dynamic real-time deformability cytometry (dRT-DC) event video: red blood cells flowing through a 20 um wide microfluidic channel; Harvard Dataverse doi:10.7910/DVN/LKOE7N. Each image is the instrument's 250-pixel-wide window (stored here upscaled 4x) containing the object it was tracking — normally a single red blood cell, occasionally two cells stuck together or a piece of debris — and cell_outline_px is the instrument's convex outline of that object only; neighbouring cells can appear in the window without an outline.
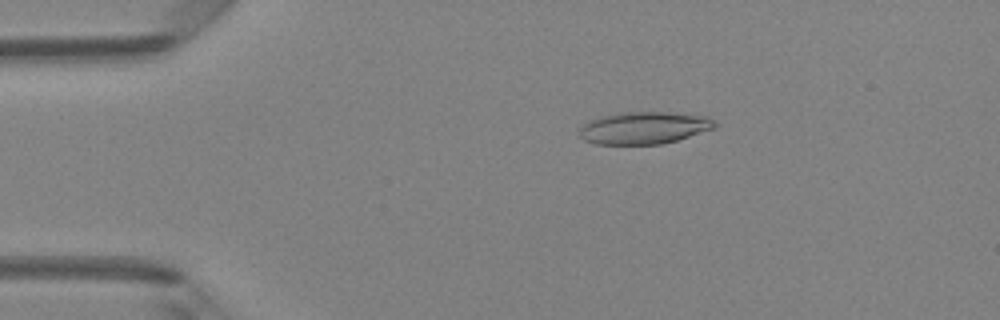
{"species": "Egyptian fruit bat (a non-hibernating species)", "species_latin": "Rousettus aegyptiacus", "temperature_condition": "room temperature", "stored_images_in_passage": 40, "camera_frame_rate_fps": 3000, "um_per_image_px": 0.085, "animal": {"sex": "female"}, "frame": {"image": 1, "passage_image": 1, "time_ms": 0.0, "image_size_px": [1000, 320], "cell_outline_px": [[716, 128], [676, 140], [660, 144], [596, 144], [584, 140], [580, 136], [580, 128], [588, 120], [616, 112], [672, 112], [708, 116], [716, 120]], "centroid_in_image_um": [54.76, 10.85], "position_along_channel_um": 30.2, "area_um2": 25.61}}
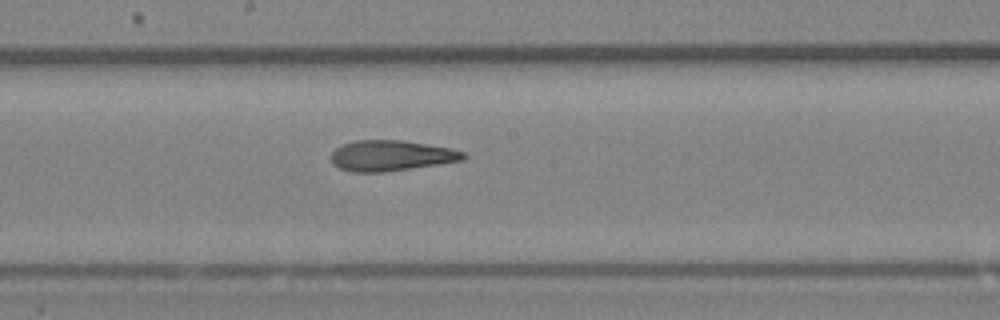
{"frame": {"image": 2, "passage_image": 18, "time_ms": 5.667, "image_size_px": [1000, 320], "cell_outline_px": [[468, 156], [464, 160], [384, 172], [352, 172], [340, 168], [332, 164], [332, 152], [336, 148], [344, 144], [356, 140], [404, 140], [452, 148], [464, 152]], "centroid_in_image_um": [33.27, 13.22], "position_along_channel_um": 214.9, "area_um2": 23.58}}
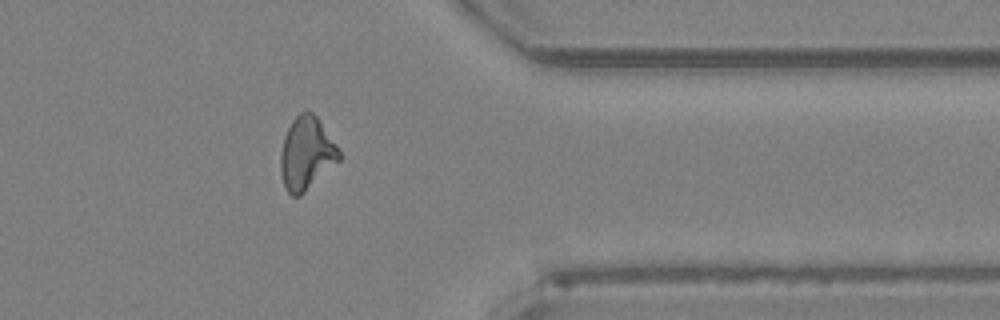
{"frame": {"image": 3, "passage_image": 31, "time_ms": 10.0, "image_size_px": [1000, 320], "cell_outline_px": [[340, 160], [300, 196], [292, 196], [284, 188], [280, 172], [280, 156], [284, 136], [292, 120], [300, 112], [312, 112], [316, 116], [340, 152]], "centroid_in_image_um": [26.01, 13.07], "position_along_channel_um": 385.4, "area_um2": 24.51}, "authors_computed_cell_mechanics": {"area_um2": 24.1604, "velocity_mm_per_s": 4.2113, "shape_relaxation_time_tau1_ms": 11.1852, "shape_relaxation_time_tau2_ms": 2.8939, "deformation_change_tau1": 0.2938, "deformation_change_tau2": 0.127}}